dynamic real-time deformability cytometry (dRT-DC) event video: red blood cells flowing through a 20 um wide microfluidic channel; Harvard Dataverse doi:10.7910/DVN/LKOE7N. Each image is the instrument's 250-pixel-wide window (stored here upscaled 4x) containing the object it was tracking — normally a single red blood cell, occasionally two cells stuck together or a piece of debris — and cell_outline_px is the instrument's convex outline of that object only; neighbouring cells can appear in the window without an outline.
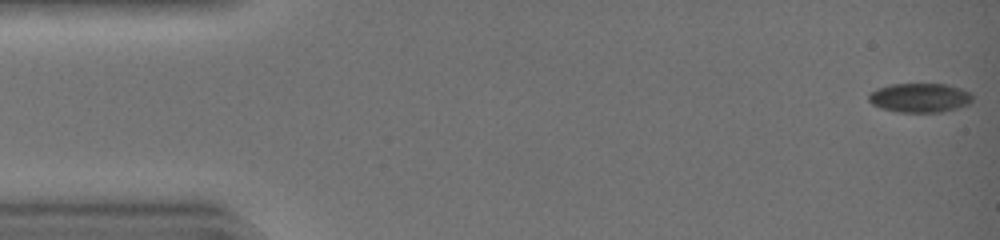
{"species": "common noctule bat (a hibernating species)", "species_latin": "Nyctalus noctula", "temperature_condition": "warm", "stored_images_in_passage": 44, "camera_frame_rate_fps": 3000, "um_per_image_px": 0.085, "animal": {"sex": "female", "body_mass_g": 19.0, "forearm_length_mm": 51.5}, "frame": {"image": 1, "passage_image": 1, "time_ms": 0.0, "image_size_px": [1000, 240], "cell_outline_px": [[972, 100], [968, 104], [956, 108], [936, 112], [904, 112], [884, 108], [872, 104], [868, 100], [868, 92], [876, 88], [892, 84], [944, 84], [960, 88], [972, 92]], "centroid_in_image_um": [78.17, 8.29], "position_along_channel_um": 6.8, "area_um2": 17.51}}
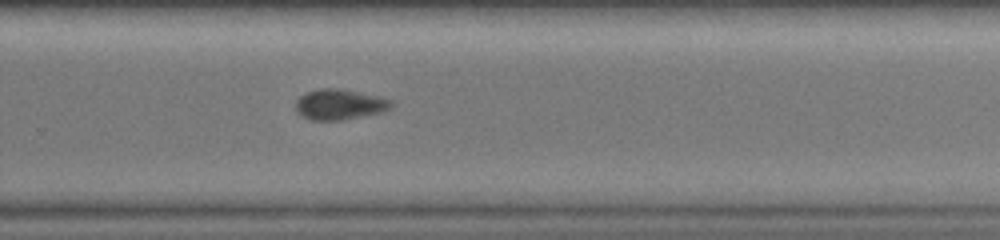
{"frame": {"image": 2, "passage_image": 30, "time_ms": 9.667, "image_size_px": [1000, 240], "cell_outline_px": [[392, 108], [380, 112], [340, 120], [312, 120], [304, 116], [296, 108], [296, 100], [304, 92], [320, 88], [344, 88], [380, 96], [392, 100]], "centroid_in_image_um": [28.88, 8.84], "position_along_channel_um": 300.9, "area_um2": 16.99}}
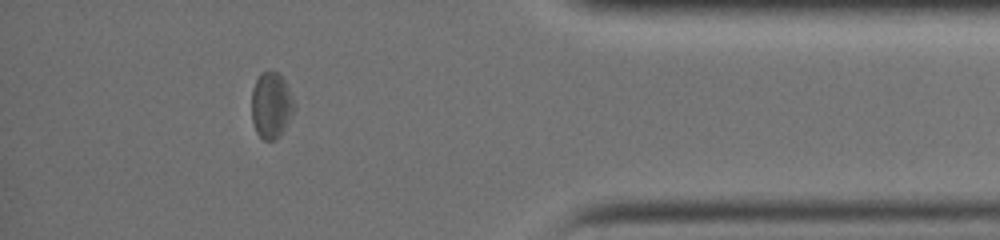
{"frame": {"image": 3, "passage_image": 39, "time_ms": 12.667, "image_size_px": [1000, 240], "cell_outline_px": [[296, 108], [280, 136], [276, 140], [264, 140], [256, 132], [252, 120], [252, 88], [260, 72], [276, 72], [284, 80], [296, 104]], "centroid_in_image_um": [23.06, 8.97], "position_along_channel_um": 412.1, "area_um2": 16.42}, "authors_computed_cell_mechanics": {"area_um2": 17.5134, "velocity_mm_per_s": 4.4247, "shape_relaxation_time_tau1_ms": 4.3463, "shape_relaxation_time_tau2_ms": 7.0218, "deformation_change_tau1": 0.0909, "deformation_change_tau2": 0.1269}}